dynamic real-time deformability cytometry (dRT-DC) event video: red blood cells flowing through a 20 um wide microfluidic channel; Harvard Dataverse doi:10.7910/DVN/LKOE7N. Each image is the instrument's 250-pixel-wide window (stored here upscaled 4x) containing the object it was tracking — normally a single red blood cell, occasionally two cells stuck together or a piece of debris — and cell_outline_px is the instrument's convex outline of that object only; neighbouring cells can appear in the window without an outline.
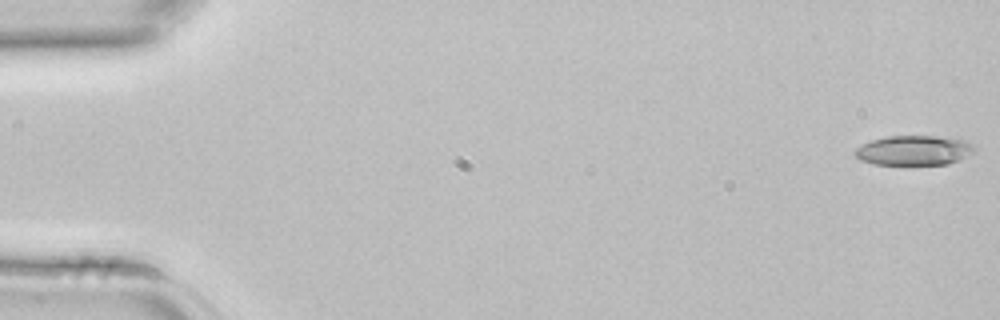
{"species": "common noctule bat (a hibernating species)", "species_latin": "Nyctalus noctula", "temperature_condition": "room temperature", "stored_images_in_passage": 4, "camera_frame_rate_fps": 3000, "um_per_image_px": 0.085, "animal": {"sex": "female", "body_mass_g": 22.7, "forearm_length_mm": 54.2}, "frame": {"image": 1, "passage_image": 1, "time_ms": 0.0, "image_size_px": [1000, 320], "cell_outline_px": [[976, 148], [972, 152], [960, 160], [948, 164], [872, 164], [860, 160], [852, 152], [856, 148], [872, 140], [888, 136], [952, 136], [964, 140], [972, 144]], "centroid_in_image_um": [77.7, 12.77], "position_along_channel_um": 7.3, "area_um2": 20.81}}
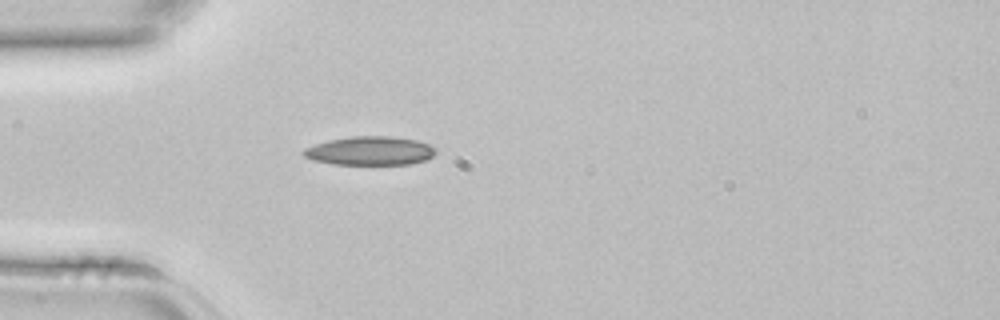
{"frame": {"image": 2, "passage_image": 4, "time_ms": 1.0, "image_size_px": [1000, 320], "cell_outline_px": [[436, 152], [428, 160], [408, 164], [332, 164], [312, 160], [304, 156], [300, 152], [304, 148], [328, 140], [352, 136], [392, 136], [416, 140], [428, 144], [436, 148]], "centroid_in_image_um": [31.44, 12.82], "position_along_channel_um": 53.6, "area_um2": 22.25}}